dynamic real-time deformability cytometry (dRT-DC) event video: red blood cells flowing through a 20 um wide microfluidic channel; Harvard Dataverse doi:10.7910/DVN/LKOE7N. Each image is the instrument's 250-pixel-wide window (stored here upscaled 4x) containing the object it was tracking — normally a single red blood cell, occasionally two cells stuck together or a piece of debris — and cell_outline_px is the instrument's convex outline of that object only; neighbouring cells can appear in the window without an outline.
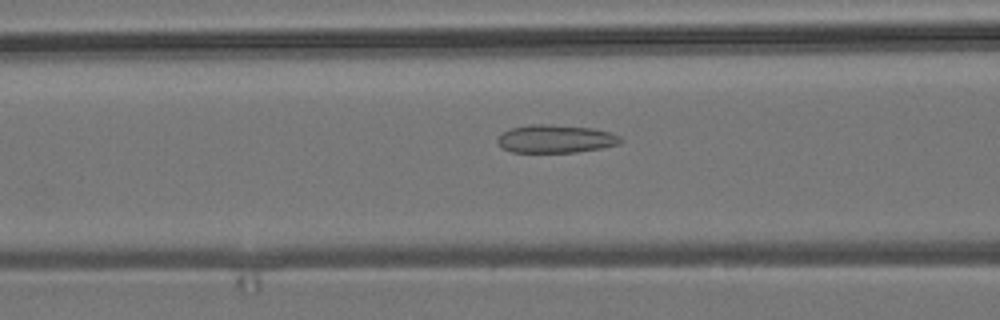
{"species": "common noctule bat (a hibernating species)", "species_latin": "Nyctalus noctula", "temperature_condition": "room temperature", "stored_images_in_passage": 38, "camera_frame_rate_fps": 3000, "um_per_image_px": 0.085, "animal": {"sex": "male", "body_mass_g": 19.2, "forearm_length_mm": 51.8}, "frame": {"image": 1, "passage_image": 12, "time_ms": 3.667, "image_size_px": [1000, 320], "cell_outline_px": [[624, 140], [620, 144], [600, 148], [576, 152], [512, 152], [500, 148], [496, 140], [504, 132], [512, 128], [528, 124], [548, 124], [592, 128], [612, 132], [620, 136]], "centroid_in_image_um": [47.24, 11.8], "position_along_channel_um": 119.4, "area_um2": 20.23}}
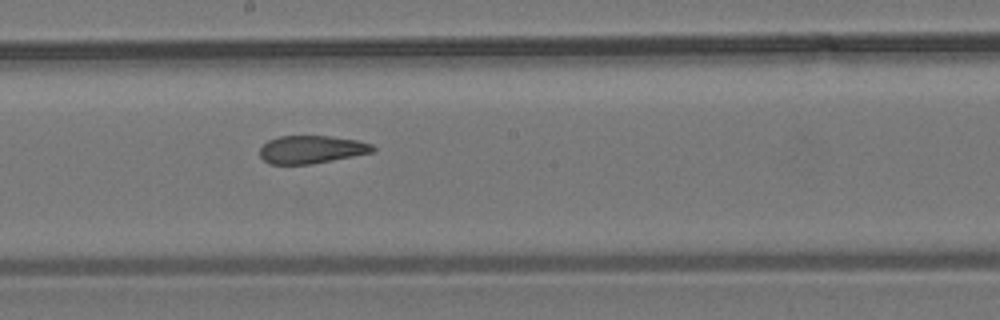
{"frame": {"image": 2, "passage_image": 20, "time_ms": 6.333, "image_size_px": [1000, 320], "cell_outline_px": [[376, 148], [372, 152], [312, 164], [268, 164], [260, 156], [260, 148], [268, 140], [276, 136], [328, 136], [356, 140], [372, 144]], "centroid_in_image_um": [26.43, 12.7], "position_along_channel_um": 221.8, "area_um2": 18.26}}
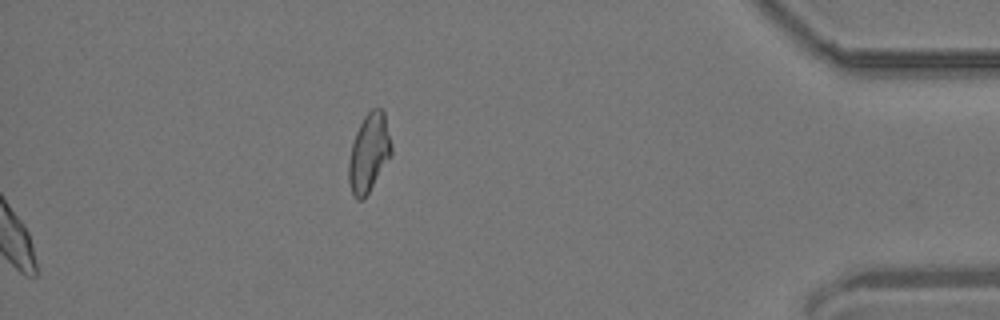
{"frame": {"image": 3, "passage_image": 38, "time_ms": 12.333, "image_size_px": [1000, 320], "cell_outline_px": [[392, 156], [364, 200], [356, 200], [352, 192], [348, 180], [348, 160], [352, 144], [356, 132], [364, 116], [372, 108], [384, 108], [392, 144]], "centroid_in_image_um": [31.38, 12.99], "position_along_channel_um": 403.8, "area_um2": 19.94}, "authors_computed_cell_mechanics": {"area_um2": 19.5942, "velocity_mm_per_s": 3.8322, "shape_relaxation_time_tau1_ms": null, "shape_relaxation_time_tau2_ms": 2.4258, "deformation_change_tau1": null, "deformation_change_tau2": 0.0961}}